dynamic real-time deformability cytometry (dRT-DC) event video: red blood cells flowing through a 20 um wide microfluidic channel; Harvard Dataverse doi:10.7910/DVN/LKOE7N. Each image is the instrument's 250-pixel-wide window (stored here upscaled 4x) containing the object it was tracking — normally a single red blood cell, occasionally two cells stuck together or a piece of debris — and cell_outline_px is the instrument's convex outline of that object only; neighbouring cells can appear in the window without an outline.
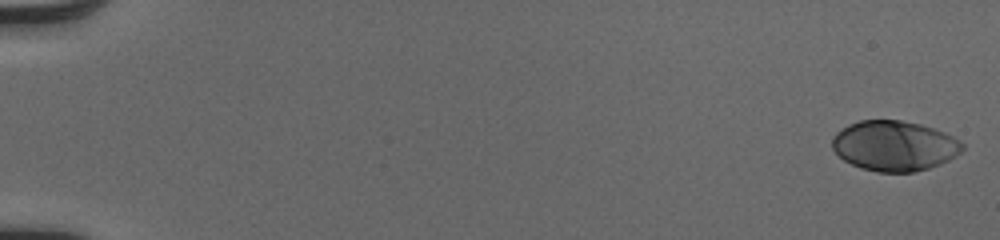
{"species": "human", "species_latin": "Homo sapiens", "temperature_condition": "cold", "stored_images_in_passage": 52, "camera_frame_rate_fps": 3000, "um_per_image_px": 0.085, "donor": {"sex": "male"}, "frame": {"image": 1, "passage_image": 1, "time_ms": 0.0, "image_size_px": [1000, 240], "cell_outline_px": [[964, 148], [960, 152], [948, 160], [940, 164], [928, 168], [912, 172], [876, 172], [860, 168], [844, 160], [832, 148], [832, 136], [836, 132], [848, 124], [860, 120], [900, 120], [920, 124], [944, 132], [960, 140], [964, 144]], "centroid_in_image_um": [76.0, 12.39], "position_along_channel_um": 9.0, "area_um2": 38.09}}
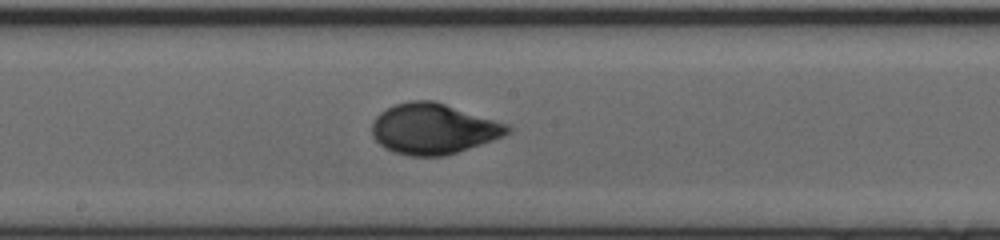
{"frame": {"image": 2, "passage_image": 30, "time_ms": 9.667, "image_size_px": [1000, 240], "cell_outline_px": [[512, 132], [504, 136], [444, 156], [408, 156], [392, 152], [384, 148], [372, 136], [372, 124], [376, 116], [380, 112], [396, 104], [408, 100], [432, 100], [508, 124], [512, 128]], "centroid_in_image_um": [36.82, 10.95], "position_along_channel_um": 211.4, "area_um2": 39.82}}
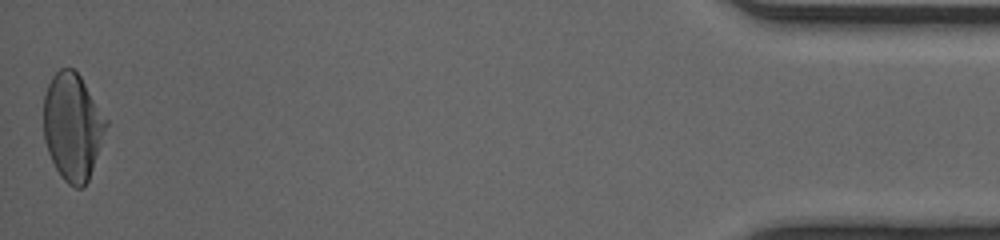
{"frame": {"image": 3, "passage_image": 52, "time_ms": 17.0, "image_size_px": [1000, 240], "cell_outline_px": [[108, 124], [88, 180], [80, 188], [76, 188], [68, 184], [60, 176], [48, 152], [44, 140], [44, 96], [48, 84], [52, 76], [60, 68], [72, 68], [80, 76], [108, 120]], "centroid_in_image_um": [6.16, 10.75], "position_along_channel_um": 429.0, "area_um2": 38.67}, "authors_computed_cell_mechanics": {"area_um2": 38.437, "velocity_mm_per_s": 4.0729, "shape_relaxation_time_tau1_ms": 3.8196, "shape_relaxation_time_tau2_ms": null, "deformation_change_tau1": 0.1672, "deformation_change_tau2": null}}